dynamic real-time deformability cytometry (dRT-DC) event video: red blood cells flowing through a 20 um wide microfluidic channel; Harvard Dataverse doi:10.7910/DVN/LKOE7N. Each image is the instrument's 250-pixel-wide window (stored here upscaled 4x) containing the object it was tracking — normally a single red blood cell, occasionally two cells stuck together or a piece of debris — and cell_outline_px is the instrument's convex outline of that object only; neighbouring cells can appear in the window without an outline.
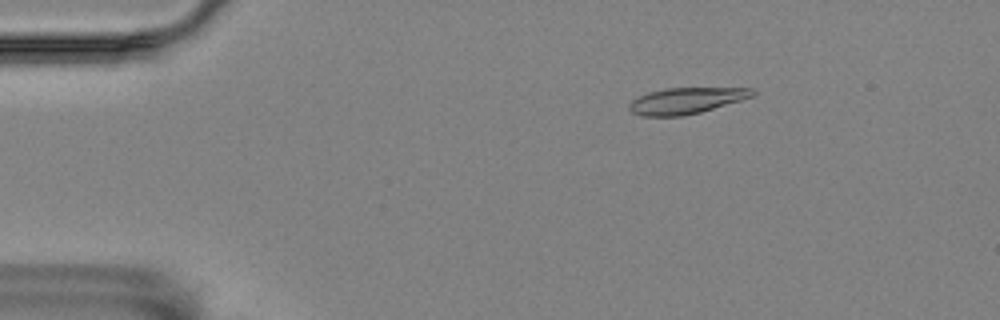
{"species": "Egyptian fruit bat (a non-hibernating species)", "species_latin": "Rousettus aegyptiacus", "temperature_condition": "room temperature", "stored_images_in_passage": 54, "camera_frame_rate_fps": 3000, "um_per_image_px": 0.085, "animal": {"sex": "female"}, "frame": {"image": 1, "passage_image": 6, "time_ms": 1.667, "image_size_px": [1000, 320], "cell_outline_px": [[756, 92], [752, 96], [740, 100], [700, 112], [684, 116], [640, 116], [632, 112], [628, 108], [628, 104], [632, 100], [648, 92], [664, 88], [756, 88]], "centroid_in_image_um": [58.29, 8.55], "position_along_channel_um": 26.7, "area_um2": 18.73}}
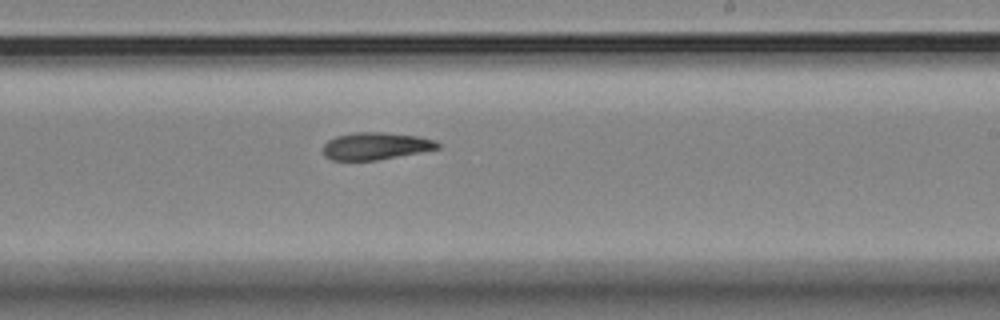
{"frame": {"image": 2, "passage_image": 31, "time_ms": 10.0, "image_size_px": [1000, 320], "cell_outline_px": [[440, 148], [420, 152], [376, 160], [332, 160], [324, 156], [324, 144], [328, 140], [336, 136], [352, 132], [384, 132], [416, 136], [436, 140], [440, 144]], "centroid_in_image_um": [31.92, 12.4], "position_along_channel_um": 257.1, "area_um2": 18.15}}
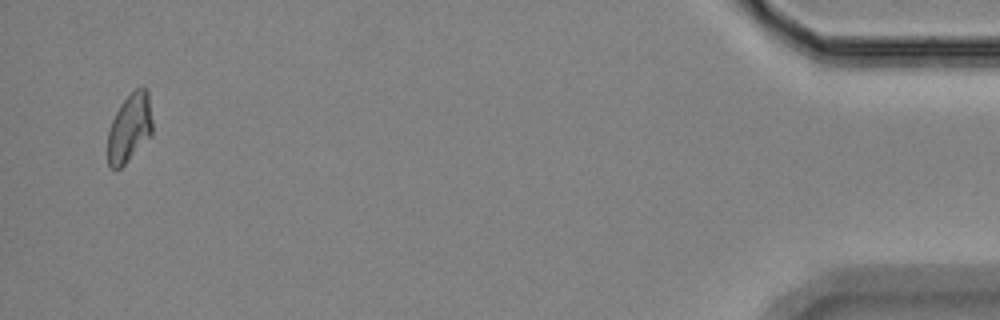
{"frame": {"image": 3, "passage_image": 52, "time_ms": 17.0, "image_size_px": [1000, 320], "cell_outline_px": [[152, 136], [120, 168], [112, 168], [108, 164], [108, 132], [112, 120], [120, 104], [136, 88], [148, 88], [152, 120]], "centroid_in_image_um": [11.03, 10.86], "position_along_channel_um": 424.2, "area_um2": 17.8}, "authors_computed_cell_mechanics": {"area_um2": 18.4382, "velocity_mm_per_s": 3.5249, "shape_relaxation_time_tau1_ms": 11.1081, "shape_relaxation_time_tau2_ms": 8.1304, "deformation_change_tau1": 0.2203, "deformation_change_tau2": 0.159}}